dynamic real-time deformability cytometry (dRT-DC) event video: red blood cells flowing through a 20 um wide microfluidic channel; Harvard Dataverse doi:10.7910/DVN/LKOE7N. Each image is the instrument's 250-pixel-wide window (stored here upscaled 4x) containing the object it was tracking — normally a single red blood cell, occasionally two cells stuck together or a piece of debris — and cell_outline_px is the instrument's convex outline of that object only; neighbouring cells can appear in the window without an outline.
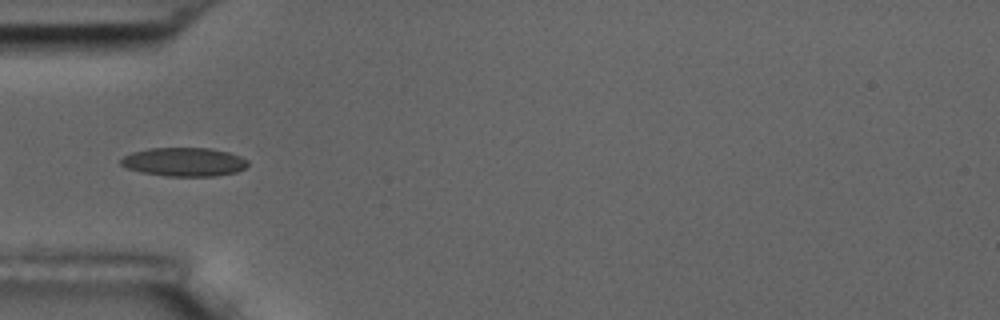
{"species": "common noctule bat (a hibernating species)", "species_latin": "Nyctalus noctula", "temperature_condition": "room temperature", "stored_images_in_passage": 8, "camera_frame_rate_fps": 3000, "um_per_image_px": 0.085, "animal": {"sex": "male", "body_mass_g": 17.5, "forearm_length_mm": 52.3}, "frame": {"image": 1, "passage_image": 6, "time_ms": 5.667, "image_size_px": [1000, 320], "cell_outline_px": [[248, 164], [244, 168], [236, 172], [216, 176], [164, 176], [140, 172], [128, 168], [120, 164], [120, 160], [124, 156], [132, 152], [148, 148], [212, 148], [228, 152], [240, 156], [248, 160]], "centroid_in_image_um": [15.64, 13.76], "position_along_channel_um": 69.4, "area_um2": 21.33}}